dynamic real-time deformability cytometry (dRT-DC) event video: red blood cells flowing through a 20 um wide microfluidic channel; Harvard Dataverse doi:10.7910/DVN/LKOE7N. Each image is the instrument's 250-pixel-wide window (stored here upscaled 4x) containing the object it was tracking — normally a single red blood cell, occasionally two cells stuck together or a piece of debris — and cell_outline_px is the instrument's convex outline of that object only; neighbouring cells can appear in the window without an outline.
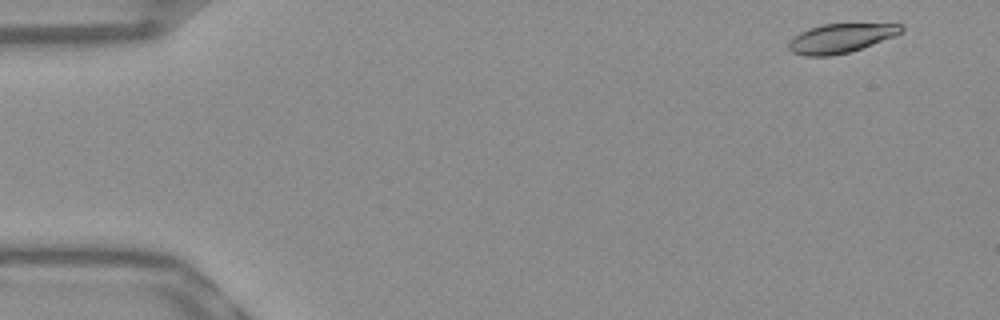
{"species": "Egyptian fruit bat (a non-hibernating species)", "species_latin": "Rousettus aegyptiacus", "temperature_condition": "warm", "stored_images_in_passage": 52, "camera_frame_rate_fps": 3000, "um_per_image_px": 0.085, "frame": {"image": 1, "passage_image": 2, "time_ms": 0.333, "image_size_px": [1000, 320], "cell_outline_px": [[904, 28], [900, 32], [892, 36], [860, 48], [848, 52], [828, 56], [804, 56], [792, 52], [788, 48], [788, 44], [792, 36], [808, 28], [824, 24], [904, 24]], "centroid_in_image_um": [71.38, 3.25], "position_along_channel_um": 13.6, "area_um2": 18.79}}
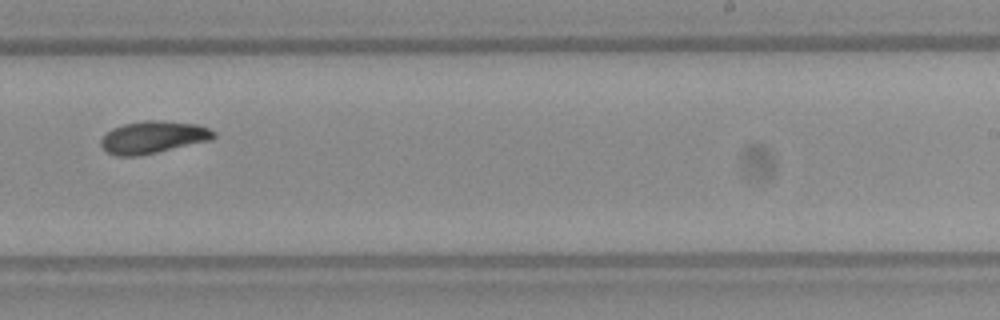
{"frame": {"image": 2, "passage_image": 32, "time_ms": 10.333, "image_size_px": [1000, 320], "cell_outline_px": [[216, 136], [212, 140], [156, 152], [136, 156], [116, 156], [108, 152], [100, 144], [100, 140], [104, 132], [112, 128], [124, 124], [144, 120], [164, 120], [196, 124], [208, 128], [216, 132]], "centroid_in_image_um": [13.0, 11.65], "position_along_channel_um": 276.0, "area_um2": 21.33}}
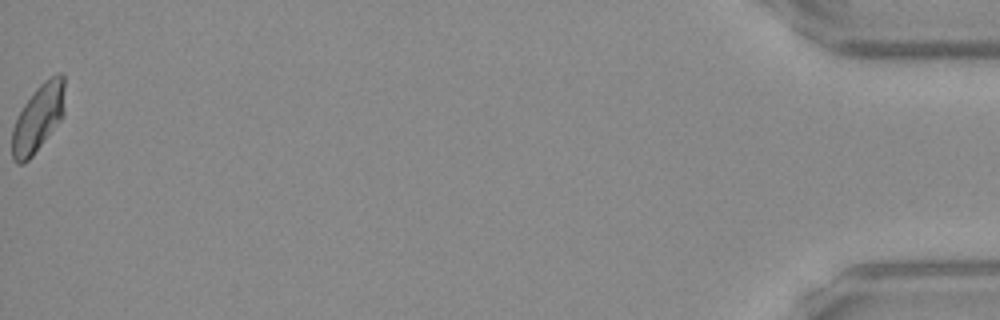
{"frame": {"image": 3, "passage_image": 52, "time_ms": 17.0, "image_size_px": [1000, 320], "cell_outline_px": [[64, 116], [32, 156], [24, 164], [16, 164], [12, 160], [12, 128], [24, 104], [36, 88], [44, 80], [56, 72], [60, 72], [64, 76]], "centroid_in_image_um": [3.25, 10.03], "position_along_channel_um": 432.0, "area_um2": 20.81}, "authors_computed_cell_mechanics": {"area_um2": 20.4323, "velocity_mm_per_s": 3.8387, "shape_relaxation_time_tau1_ms": 9.5692, "shape_relaxation_time_tau2_ms": null, "deformation_change_tau1": 0.1974, "deformation_change_tau2": null}}